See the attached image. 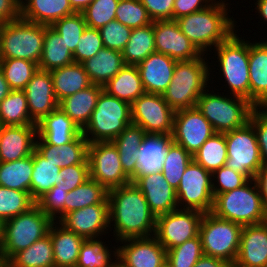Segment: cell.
<instances>
[{"mask_svg": "<svg viewBox=\"0 0 267 267\" xmlns=\"http://www.w3.org/2000/svg\"><path fill=\"white\" fill-rule=\"evenodd\" d=\"M109 224L114 221V236L118 241L154 236L156 216L150 210L143 193L134 183L108 191Z\"/></svg>", "mask_w": 267, "mask_h": 267, "instance_id": "1", "label": "cell"}, {"mask_svg": "<svg viewBox=\"0 0 267 267\" xmlns=\"http://www.w3.org/2000/svg\"><path fill=\"white\" fill-rule=\"evenodd\" d=\"M225 2L214 0L206 8L176 19L181 32L201 54H207L208 49L211 52L210 48L226 41L236 31V21L228 16L229 3Z\"/></svg>", "mask_w": 267, "mask_h": 267, "instance_id": "2", "label": "cell"}, {"mask_svg": "<svg viewBox=\"0 0 267 267\" xmlns=\"http://www.w3.org/2000/svg\"><path fill=\"white\" fill-rule=\"evenodd\" d=\"M203 56L177 61L171 82L162 94L174 111L196 107L197 100L207 90L211 68Z\"/></svg>", "mask_w": 267, "mask_h": 267, "instance_id": "3", "label": "cell"}, {"mask_svg": "<svg viewBox=\"0 0 267 267\" xmlns=\"http://www.w3.org/2000/svg\"><path fill=\"white\" fill-rule=\"evenodd\" d=\"M211 213L246 226L263 223L267 209L262 203L255 180L250 179L240 188L215 195Z\"/></svg>", "mask_w": 267, "mask_h": 267, "instance_id": "4", "label": "cell"}, {"mask_svg": "<svg viewBox=\"0 0 267 267\" xmlns=\"http://www.w3.org/2000/svg\"><path fill=\"white\" fill-rule=\"evenodd\" d=\"M54 221L37 205L29 211L3 222V239L0 246V265L15 253L28 248L45 237Z\"/></svg>", "mask_w": 267, "mask_h": 267, "instance_id": "5", "label": "cell"}, {"mask_svg": "<svg viewBox=\"0 0 267 267\" xmlns=\"http://www.w3.org/2000/svg\"><path fill=\"white\" fill-rule=\"evenodd\" d=\"M205 90L197 100L196 108L210 122L216 133H226L245 126L256 108L249 100L224 93H207ZM228 96H230L228 98Z\"/></svg>", "mask_w": 267, "mask_h": 267, "instance_id": "6", "label": "cell"}, {"mask_svg": "<svg viewBox=\"0 0 267 267\" xmlns=\"http://www.w3.org/2000/svg\"><path fill=\"white\" fill-rule=\"evenodd\" d=\"M45 25L22 19L0 24V59H25L39 64Z\"/></svg>", "mask_w": 267, "mask_h": 267, "instance_id": "7", "label": "cell"}, {"mask_svg": "<svg viewBox=\"0 0 267 267\" xmlns=\"http://www.w3.org/2000/svg\"><path fill=\"white\" fill-rule=\"evenodd\" d=\"M131 124V105L103 90L82 134L88 143L113 141Z\"/></svg>", "mask_w": 267, "mask_h": 267, "instance_id": "8", "label": "cell"}, {"mask_svg": "<svg viewBox=\"0 0 267 267\" xmlns=\"http://www.w3.org/2000/svg\"><path fill=\"white\" fill-rule=\"evenodd\" d=\"M235 31L226 41L214 47L220 71L228 84L230 95L250 101L249 41Z\"/></svg>", "mask_w": 267, "mask_h": 267, "instance_id": "9", "label": "cell"}, {"mask_svg": "<svg viewBox=\"0 0 267 267\" xmlns=\"http://www.w3.org/2000/svg\"><path fill=\"white\" fill-rule=\"evenodd\" d=\"M242 225L204 213L199 226L203 254L223 259L233 265L236 261Z\"/></svg>", "mask_w": 267, "mask_h": 267, "instance_id": "10", "label": "cell"}, {"mask_svg": "<svg viewBox=\"0 0 267 267\" xmlns=\"http://www.w3.org/2000/svg\"><path fill=\"white\" fill-rule=\"evenodd\" d=\"M227 160L226 166L254 179L263 165L253 125L245 126L225 133Z\"/></svg>", "mask_w": 267, "mask_h": 267, "instance_id": "11", "label": "cell"}, {"mask_svg": "<svg viewBox=\"0 0 267 267\" xmlns=\"http://www.w3.org/2000/svg\"><path fill=\"white\" fill-rule=\"evenodd\" d=\"M176 196L179 209L211 212L214 200L211 172L192 160L181 176Z\"/></svg>", "mask_w": 267, "mask_h": 267, "instance_id": "12", "label": "cell"}, {"mask_svg": "<svg viewBox=\"0 0 267 267\" xmlns=\"http://www.w3.org/2000/svg\"><path fill=\"white\" fill-rule=\"evenodd\" d=\"M90 178L108 191L131 183L124 172L117 147L112 141L88 144Z\"/></svg>", "mask_w": 267, "mask_h": 267, "instance_id": "13", "label": "cell"}, {"mask_svg": "<svg viewBox=\"0 0 267 267\" xmlns=\"http://www.w3.org/2000/svg\"><path fill=\"white\" fill-rule=\"evenodd\" d=\"M174 114L162 94L144 93L131 104L132 124L147 134L172 135Z\"/></svg>", "mask_w": 267, "mask_h": 267, "instance_id": "14", "label": "cell"}, {"mask_svg": "<svg viewBox=\"0 0 267 267\" xmlns=\"http://www.w3.org/2000/svg\"><path fill=\"white\" fill-rule=\"evenodd\" d=\"M203 212L194 209H176L156 217L154 237L166 250L183 244L199 235Z\"/></svg>", "mask_w": 267, "mask_h": 267, "instance_id": "15", "label": "cell"}, {"mask_svg": "<svg viewBox=\"0 0 267 267\" xmlns=\"http://www.w3.org/2000/svg\"><path fill=\"white\" fill-rule=\"evenodd\" d=\"M215 133L213 126L196 107L175 111L172 141L192 156Z\"/></svg>", "mask_w": 267, "mask_h": 267, "instance_id": "16", "label": "cell"}, {"mask_svg": "<svg viewBox=\"0 0 267 267\" xmlns=\"http://www.w3.org/2000/svg\"><path fill=\"white\" fill-rule=\"evenodd\" d=\"M119 242L123 245L113 247V258L122 267H162L167 261V250L154 236Z\"/></svg>", "mask_w": 267, "mask_h": 267, "instance_id": "17", "label": "cell"}, {"mask_svg": "<svg viewBox=\"0 0 267 267\" xmlns=\"http://www.w3.org/2000/svg\"><path fill=\"white\" fill-rule=\"evenodd\" d=\"M153 31L156 52L168 55L175 61H188L201 55L181 32L176 20L153 21Z\"/></svg>", "mask_w": 267, "mask_h": 267, "instance_id": "18", "label": "cell"}, {"mask_svg": "<svg viewBox=\"0 0 267 267\" xmlns=\"http://www.w3.org/2000/svg\"><path fill=\"white\" fill-rule=\"evenodd\" d=\"M59 223L84 239L100 237L110 229L109 202L69 212Z\"/></svg>", "mask_w": 267, "mask_h": 267, "instance_id": "19", "label": "cell"}, {"mask_svg": "<svg viewBox=\"0 0 267 267\" xmlns=\"http://www.w3.org/2000/svg\"><path fill=\"white\" fill-rule=\"evenodd\" d=\"M131 182L143 193L156 217L178 209L176 190L166 181L162 172L134 176Z\"/></svg>", "mask_w": 267, "mask_h": 267, "instance_id": "20", "label": "cell"}, {"mask_svg": "<svg viewBox=\"0 0 267 267\" xmlns=\"http://www.w3.org/2000/svg\"><path fill=\"white\" fill-rule=\"evenodd\" d=\"M31 119L37 124L58 108L53 80L49 71L38 69L23 89Z\"/></svg>", "mask_w": 267, "mask_h": 267, "instance_id": "21", "label": "cell"}, {"mask_svg": "<svg viewBox=\"0 0 267 267\" xmlns=\"http://www.w3.org/2000/svg\"><path fill=\"white\" fill-rule=\"evenodd\" d=\"M233 267H267V225L242 227L240 247Z\"/></svg>", "mask_w": 267, "mask_h": 267, "instance_id": "22", "label": "cell"}, {"mask_svg": "<svg viewBox=\"0 0 267 267\" xmlns=\"http://www.w3.org/2000/svg\"><path fill=\"white\" fill-rule=\"evenodd\" d=\"M37 125L3 126L0 132V162L23 159L33 153Z\"/></svg>", "mask_w": 267, "mask_h": 267, "instance_id": "23", "label": "cell"}, {"mask_svg": "<svg viewBox=\"0 0 267 267\" xmlns=\"http://www.w3.org/2000/svg\"><path fill=\"white\" fill-rule=\"evenodd\" d=\"M176 63L173 58L158 52L141 61L137 68L145 93L163 94L171 82Z\"/></svg>", "mask_w": 267, "mask_h": 267, "instance_id": "24", "label": "cell"}, {"mask_svg": "<svg viewBox=\"0 0 267 267\" xmlns=\"http://www.w3.org/2000/svg\"><path fill=\"white\" fill-rule=\"evenodd\" d=\"M35 149L45 159L54 163L59 168L75 164H89L88 140L82 132L71 142L59 147L47 144L42 138H36ZM39 140V141H38Z\"/></svg>", "mask_w": 267, "mask_h": 267, "instance_id": "25", "label": "cell"}, {"mask_svg": "<svg viewBox=\"0 0 267 267\" xmlns=\"http://www.w3.org/2000/svg\"><path fill=\"white\" fill-rule=\"evenodd\" d=\"M36 125L37 138L57 147L71 142L82 132L60 108L43 117Z\"/></svg>", "mask_w": 267, "mask_h": 267, "instance_id": "26", "label": "cell"}, {"mask_svg": "<svg viewBox=\"0 0 267 267\" xmlns=\"http://www.w3.org/2000/svg\"><path fill=\"white\" fill-rule=\"evenodd\" d=\"M103 86L92 84L88 88L59 101L60 108L82 131L90 121Z\"/></svg>", "mask_w": 267, "mask_h": 267, "instance_id": "27", "label": "cell"}, {"mask_svg": "<svg viewBox=\"0 0 267 267\" xmlns=\"http://www.w3.org/2000/svg\"><path fill=\"white\" fill-rule=\"evenodd\" d=\"M250 102L261 106L267 100V42L249 41Z\"/></svg>", "mask_w": 267, "mask_h": 267, "instance_id": "28", "label": "cell"}, {"mask_svg": "<svg viewBox=\"0 0 267 267\" xmlns=\"http://www.w3.org/2000/svg\"><path fill=\"white\" fill-rule=\"evenodd\" d=\"M48 233L53 245L55 267H75L80 247L85 239L57 221L51 224Z\"/></svg>", "mask_w": 267, "mask_h": 267, "instance_id": "29", "label": "cell"}, {"mask_svg": "<svg viewBox=\"0 0 267 267\" xmlns=\"http://www.w3.org/2000/svg\"><path fill=\"white\" fill-rule=\"evenodd\" d=\"M75 13L69 0H27L20 7L22 19L46 26Z\"/></svg>", "mask_w": 267, "mask_h": 267, "instance_id": "30", "label": "cell"}, {"mask_svg": "<svg viewBox=\"0 0 267 267\" xmlns=\"http://www.w3.org/2000/svg\"><path fill=\"white\" fill-rule=\"evenodd\" d=\"M92 84L104 86L126 65L122 53L103 47L95 56L81 63Z\"/></svg>", "mask_w": 267, "mask_h": 267, "instance_id": "31", "label": "cell"}, {"mask_svg": "<svg viewBox=\"0 0 267 267\" xmlns=\"http://www.w3.org/2000/svg\"><path fill=\"white\" fill-rule=\"evenodd\" d=\"M171 142L172 135L146 133L138 151V165L135 176L161 172L165 153Z\"/></svg>", "mask_w": 267, "mask_h": 267, "instance_id": "32", "label": "cell"}, {"mask_svg": "<svg viewBox=\"0 0 267 267\" xmlns=\"http://www.w3.org/2000/svg\"><path fill=\"white\" fill-rule=\"evenodd\" d=\"M103 90L130 105L145 93L137 66L125 65L110 79Z\"/></svg>", "mask_w": 267, "mask_h": 267, "instance_id": "33", "label": "cell"}, {"mask_svg": "<svg viewBox=\"0 0 267 267\" xmlns=\"http://www.w3.org/2000/svg\"><path fill=\"white\" fill-rule=\"evenodd\" d=\"M50 74L52 76L54 93L58 102L92 85L81 63H72L54 69L50 71Z\"/></svg>", "mask_w": 267, "mask_h": 267, "instance_id": "34", "label": "cell"}, {"mask_svg": "<svg viewBox=\"0 0 267 267\" xmlns=\"http://www.w3.org/2000/svg\"><path fill=\"white\" fill-rule=\"evenodd\" d=\"M145 135L140 126L131 124L112 141L118 149L122 168L131 179L137 173L138 151Z\"/></svg>", "mask_w": 267, "mask_h": 267, "instance_id": "35", "label": "cell"}, {"mask_svg": "<svg viewBox=\"0 0 267 267\" xmlns=\"http://www.w3.org/2000/svg\"><path fill=\"white\" fill-rule=\"evenodd\" d=\"M74 63L66 42L50 26L45 25L44 44L38 68L46 71Z\"/></svg>", "mask_w": 267, "mask_h": 267, "instance_id": "36", "label": "cell"}, {"mask_svg": "<svg viewBox=\"0 0 267 267\" xmlns=\"http://www.w3.org/2000/svg\"><path fill=\"white\" fill-rule=\"evenodd\" d=\"M58 166L45 159L36 149L33 150V172L31 176L30 194L37 201L56 184H63Z\"/></svg>", "mask_w": 267, "mask_h": 267, "instance_id": "37", "label": "cell"}, {"mask_svg": "<svg viewBox=\"0 0 267 267\" xmlns=\"http://www.w3.org/2000/svg\"><path fill=\"white\" fill-rule=\"evenodd\" d=\"M4 265L6 267H55L49 233L28 248L15 253Z\"/></svg>", "mask_w": 267, "mask_h": 267, "instance_id": "38", "label": "cell"}, {"mask_svg": "<svg viewBox=\"0 0 267 267\" xmlns=\"http://www.w3.org/2000/svg\"><path fill=\"white\" fill-rule=\"evenodd\" d=\"M154 52L155 35L152 22L144 27L132 29L129 41L121 53L126 65L137 66Z\"/></svg>", "mask_w": 267, "mask_h": 267, "instance_id": "39", "label": "cell"}, {"mask_svg": "<svg viewBox=\"0 0 267 267\" xmlns=\"http://www.w3.org/2000/svg\"><path fill=\"white\" fill-rule=\"evenodd\" d=\"M33 153L12 162H0V186L30 192Z\"/></svg>", "mask_w": 267, "mask_h": 267, "instance_id": "40", "label": "cell"}, {"mask_svg": "<svg viewBox=\"0 0 267 267\" xmlns=\"http://www.w3.org/2000/svg\"><path fill=\"white\" fill-rule=\"evenodd\" d=\"M101 202H108V190L94 179L89 178L68 192L65 198V215Z\"/></svg>", "mask_w": 267, "mask_h": 267, "instance_id": "41", "label": "cell"}, {"mask_svg": "<svg viewBox=\"0 0 267 267\" xmlns=\"http://www.w3.org/2000/svg\"><path fill=\"white\" fill-rule=\"evenodd\" d=\"M0 123L3 126L36 125L31 119L23 90H12L0 102Z\"/></svg>", "mask_w": 267, "mask_h": 267, "instance_id": "42", "label": "cell"}, {"mask_svg": "<svg viewBox=\"0 0 267 267\" xmlns=\"http://www.w3.org/2000/svg\"><path fill=\"white\" fill-rule=\"evenodd\" d=\"M193 160L211 173L225 166L227 160L225 133H215L207 139L193 155Z\"/></svg>", "mask_w": 267, "mask_h": 267, "instance_id": "43", "label": "cell"}, {"mask_svg": "<svg viewBox=\"0 0 267 267\" xmlns=\"http://www.w3.org/2000/svg\"><path fill=\"white\" fill-rule=\"evenodd\" d=\"M193 160V156L188 153L182 146L173 141L168 146L163 160V173L166 181L177 190L181 176L186 167Z\"/></svg>", "mask_w": 267, "mask_h": 267, "instance_id": "44", "label": "cell"}, {"mask_svg": "<svg viewBox=\"0 0 267 267\" xmlns=\"http://www.w3.org/2000/svg\"><path fill=\"white\" fill-rule=\"evenodd\" d=\"M36 205L30 192L9 189L0 186V220L7 221L29 211Z\"/></svg>", "mask_w": 267, "mask_h": 267, "instance_id": "45", "label": "cell"}, {"mask_svg": "<svg viewBox=\"0 0 267 267\" xmlns=\"http://www.w3.org/2000/svg\"><path fill=\"white\" fill-rule=\"evenodd\" d=\"M105 245L107 244L99 237L85 239L80 247L75 267H112L117 260L112 261V251Z\"/></svg>", "mask_w": 267, "mask_h": 267, "instance_id": "46", "label": "cell"}, {"mask_svg": "<svg viewBox=\"0 0 267 267\" xmlns=\"http://www.w3.org/2000/svg\"><path fill=\"white\" fill-rule=\"evenodd\" d=\"M0 68L12 90H23L39 69L37 63L25 59H0Z\"/></svg>", "mask_w": 267, "mask_h": 267, "instance_id": "47", "label": "cell"}, {"mask_svg": "<svg viewBox=\"0 0 267 267\" xmlns=\"http://www.w3.org/2000/svg\"><path fill=\"white\" fill-rule=\"evenodd\" d=\"M203 255L202 243L198 235L179 246L168 249L166 263L170 267H194Z\"/></svg>", "mask_w": 267, "mask_h": 267, "instance_id": "48", "label": "cell"}, {"mask_svg": "<svg viewBox=\"0 0 267 267\" xmlns=\"http://www.w3.org/2000/svg\"><path fill=\"white\" fill-rule=\"evenodd\" d=\"M50 27L63 38L73 54L87 24L82 13H75L57 20Z\"/></svg>", "mask_w": 267, "mask_h": 267, "instance_id": "49", "label": "cell"}, {"mask_svg": "<svg viewBox=\"0 0 267 267\" xmlns=\"http://www.w3.org/2000/svg\"><path fill=\"white\" fill-rule=\"evenodd\" d=\"M115 19L131 29L144 27L153 22L140 0H119Z\"/></svg>", "mask_w": 267, "mask_h": 267, "instance_id": "50", "label": "cell"}, {"mask_svg": "<svg viewBox=\"0 0 267 267\" xmlns=\"http://www.w3.org/2000/svg\"><path fill=\"white\" fill-rule=\"evenodd\" d=\"M119 0H93L81 13L87 27L99 29L115 20Z\"/></svg>", "mask_w": 267, "mask_h": 267, "instance_id": "51", "label": "cell"}, {"mask_svg": "<svg viewBox=\"0 0 267 267\" xmlns=\"http://www.w3.org/2000/svg\"><path fill=\"white\" fill-rule=\"evenodd\" d=\"M67 194L63 184H56L36 201V205L53 221L59 222L65 216Z\"/></svg>", "mask_w": 267, "mask_h": 267, "instance_id": "52", "label": "cell"}, {"mask_svg": "<svg viewBox=\"0 0 267 267\" xmlns=\"http://www.w3.org/2000/svg\"><path fill=\"white\" fill-rule=\"evenodd\" d=\"M211 178L213 196L240 188L250 180L245 174L233 170L226 165L213 171Z\"/></svg>", "mask_w": 267, "mask_h": 267, "instance_id": "53", "label": "cell"}, {"mask_svg": "<svg viewBox=\"0 0 267 267\" xmlns=\"http://www.w3.org/2000/svg\"><path fill=\"white\" fill-rule=\"evenodd\" d=\"M102 38L103 46L122 52L132 33V29L119 21L112 20L98 29Z\"/></svg>", "mask_w": 267, "mask_h": 267, "instance_id": "54", "label": "cell"}, {"mask_svg": "<svg viewBox=\"0 0 267 267\" xmlns=\"http://www.w3.org/2000/svg\"><path fill=\"white\" fill-rule=\"evenodd\" d=\"M103 47L99 30L86 27L73 53L74 63H82L85 60L92 58Z\"/></svg>", "mask_w": 267, "mask_h": 267, "instance_id": "55", "label": "cell"}, {"mask_svg": "<svg viewBox=\"0 0 267 267\" xmlns=\"http://www.w3.org/2000/svg\"><path fill=\"white\" fill-rule=\"evenodd\" d=\"M249 122L256 133L262 164H267V114L256 107L250 115Z\"/></svg>", "mask_w": 267, "mask_h": 267, "instance_id": "56", "label": "cell"}, {"mask_svg": "<svg viewBox=\"0 0 267 267\" xmlns=\"http://www.w3.org/2000/svg\"><path fill=\"white\" fill-rule=\"evenodd\" d=\"M64 187L69 192L90 178L89 164H75L60 169Z\"/></svg>", "mask_w": 267, "mask_h": 267, "instance_id": "57", "label": "cell"}, {"mask_svg": "<svg viewBox=\"0 0 267 267\" xmlns=\"http://www.w3.org/2000/svg\"><path fill=\"white\" fill-rule=\"evenodd\" d=\"M152 21L173 20L175 0H140Z\"/></svg>", "mask_w": 267, "mask_h": 267, "instance_id": "58", "label": "cell"}, {"mask_svg": "<svg viewBox=\"0 0 267 267\" xmlns=\"http://www.w3.org/2000/svg\"><path fill=\"white\" fill-rule=\"evenodd\" d=\"M214 0H175L173 20L208 7Z\"/></svg>", "mask_w": 267, "mask_h": 267, "instance_id": "59", "label": "cell"}, {"mask_svg": "<svg viewBox=\"0 0 267 267\" xmlns=\"http://www.w3.org/2000/svg\"><path fill=\"white\" fill-rule=\"evenodd\" d=\"M20 18V6L16 0H0V24Z\"/></svg>", "mask_w": 267, "mask_h": 267, "instance_id": "60", "label": "cell"}, {"mask_svg": "<svg viewBox=\"0 0 267 267\" xmlns=\"http://www.w3.org/2000/svg\"><path fill=\"white\" fill-rule=\"evenodd\" d=\"M254 180L257 184L262 203L267 209V164H263L256 173Z\"/></svg>", "mask_w": 267, "mask_h": 267, "instance_id": "61", "label": "cell"}, {"mask_svg": "<svg viewBox=\"0 0 267 267\" xmlns=\"http://www.w3.org/2000/svg\"><path fill=\"white\" fill-rule=\"evenodd\" d=\"M194 267H233V265H231L230 263H228L227 261L223 259L203 255L197 261Z\"/></svg>", "mask_w": 267, "mask_h": 267, "instance_id": "62", "label": "cell"}, {"mask_svg": "<svg viewBox=\"0 0 267 267\" xmlns=\"http://www.w3.org/2000/svg\"><path fill=\"white\" fill-rule=\"evenodd\" d=\"M12 91L6 79L4 78L3 72L0 68V102Z\"/></svg>", "mask_w": 267, "mask_h": 267, "instance_id": "63", "label": "cell"}, {"mask_svg": "<svg viewBox=\"0 0 267 267\" xmlns=\"http://www.w3.org/2000/svg\"><path fill=\"white\" fill-rule=\"evenodd\" d=\"M93 0H69L72 9L81 13Z\"/></svg>", "mask_w": 267, "mask_h": 267, "instance_id": "64", "label": "cell"}, {"mask_svg": "<svg viewBox=\"0 0 267 267\" xmlns=\"http://www.w3.org/2000/svg\"><path fill=\"white\" fill-rule=\"evenodd\" d=\"M256 9L264 22H267V0H256Z\"/></svg>", "mask_w": 267, "mask_h": 267, "instance_id": "65", "label": "cell"}, {"mask_svg": "<svg viewBox=\"0 0 267 267\" xmlns=\"http://www.w3.org/2000/svg\"><path fill=\"white\" fill-rule=\"evenodd\" d=\"M3 239V222L0 220V246L2 244Z\"/></svg>", "mask_w": 267, "mask_h": 267, "instance_id": "66", "label": "cell"}, {"mask_svg": "<svg viewBox=\"0 0 267 267\" xmlns=\"http://www.w3.org/2000/svg\"><path fill=\"white\" fill-rule=\"evenodd\" d=\"M259 108L267 114V100Z\"/></svg>", "mask_w": 267, "mask_h": 267, "instance_id": "67", "label": "cell"}, {"mask_svg": "<svg viewBox=\"0 0 267 267\" xmlns=\"http://www.w3.org/2000/svg\"><path fill=\"white\" fill-rule=\"evenodd\" d=\"M18 5L21 7L27 0H16Z\"/></svg>", "mask_w": 267, "mask_h": 267, "instance_id": "68", "label": "cell"}, {"mask_svg": "<svg viewBox=\"0 0 267 267\" xmlns=\"http://www.w3.org/2000/svg\"><path fill=\"white\" fill-rule=\"evenodd\" d=\"M112 267H122L118 262H116Z\"/></svg>", "mask_w": 267, "mask_h": 267, "instance_id": "69", "label": "cell"}, {"mask_svg": "<svg viewBox=\"0 0 267 267\" xmlns=\"http://www.w3.org/2000/svg\"><path fill=\"white\" fill-rule=\"evenodd\" d=\"M265 224L267 225V213H266V217H265Z\"/></svg>", "mask_w": 267, "mask_h": 267, "instance_id": "70", "label": "cell"}, {"mask_svg": "<svg viewBox=\"0 0 267 267\" xmlns=\"http://www.w3.org/2000/svg\"><path fill=\"white\" fill-rule=\"evenodd\" d=\"M162 267H170L167 263H165Z\"/></svg>", "mask_w": 267, "mask_h": 267, "instance_id": "71", "label": "cell"}, {"mask_svg": "<svg viewBox=\"0 0 267 267\" xmlns=\"http://www.w3.org/2000/svg\"><path fill=\"white\" fill-rule=\"evenodd\" d=\"M2 127H3V125L0 123V132H1Z\"/></svg>", "mask_w": 267, "mask_h": 267, "instance_id": "72", "label": "cell"}]
</instances>
